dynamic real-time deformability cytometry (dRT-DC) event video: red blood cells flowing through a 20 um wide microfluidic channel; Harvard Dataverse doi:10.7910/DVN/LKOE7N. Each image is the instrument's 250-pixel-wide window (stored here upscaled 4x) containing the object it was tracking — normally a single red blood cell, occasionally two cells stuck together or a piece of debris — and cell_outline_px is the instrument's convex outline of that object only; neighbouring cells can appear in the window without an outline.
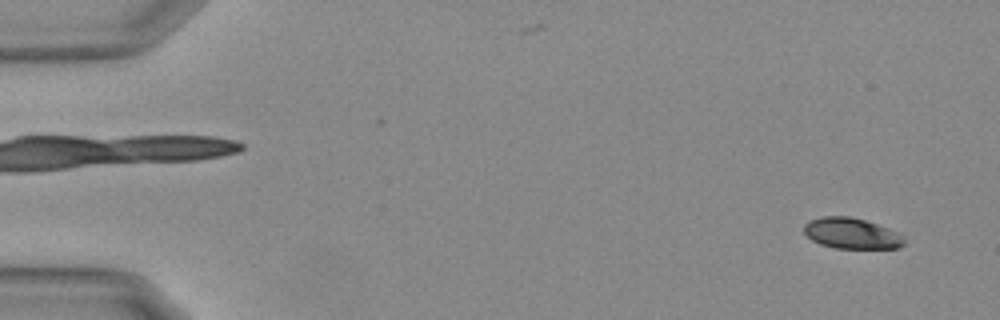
{"species": "Egyptian fruit bat (a non-hibernating species)", "species_latin": "Rousettus aegyptiacus", "temperature_condition": "warm", "stored_images_in_passage": 55, "camera_frame_rate_fps": 3000, "um_per_image_px": 0.085, "animal": {"sex": "female"}, "frame": {"image": 1, "passage_image": 3, "time_ms": 0.667, "image_size_px": [1000, 320], "cell_outline_px": [[904, 244], [900, 248], [836, 248], [820, 244], [812, 240], [804, 232], [804, 224], [808, 220], [824, 216], [848, 216], [864, 220], [900, 232], [904, 236]], "centroid_in_image_um": [72.4, 19.83], "position_along_channel_um": 12.6, "area_um2": 18.03}}
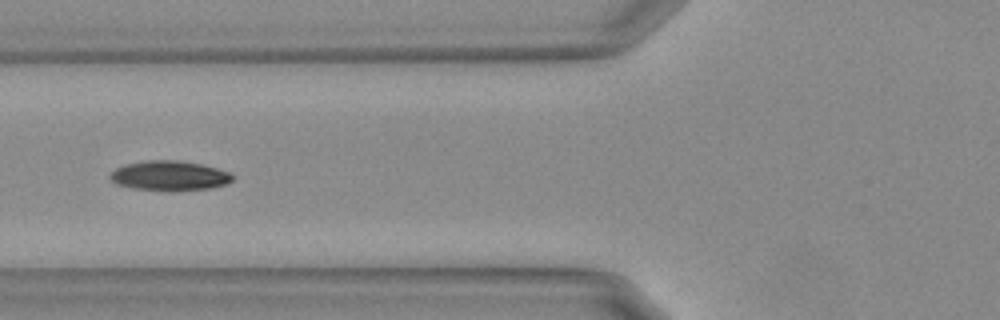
{"frame": {"image": 2, "passage_image": 22, "time_ms": 7.0, "image_size_px": [1000, 320], "cell_outline_px": [[232, 180], [224, 184], [212, 188], [172, 192], [168, 192], [132, 188], [116, 184], [108, 176], [116, 168], [124, 164], [148, 160], [176, 160], [200, 164], [216, 168], [228, 172], [232, 176]], "centroid_in_image_um": [14.36, 14.95], "position_along_channel_um": 111.4, "area_um2": 21.39}}
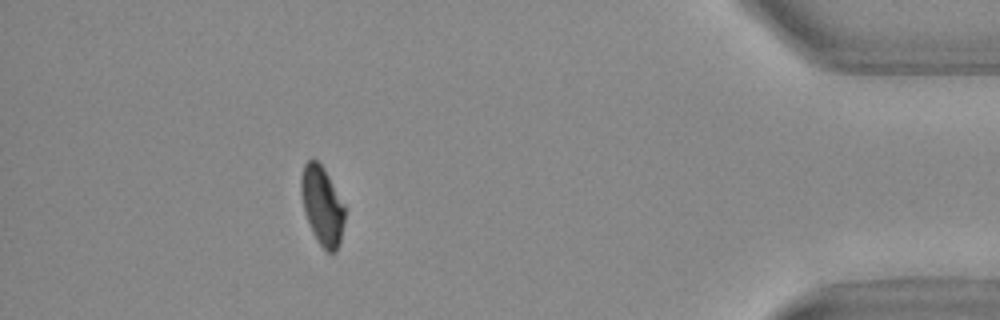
{"frame": {"image": 3, "passage_image": 50, "time_ms": 16.333, "image_size_px": [1000, 320], "cell_outline_px": [[344, 220], [340, 240], [336, 252], [328, 252], [316, 240], [312, 232], [304, 212], [300, 192], [300, 176], [304, 164], [308, 160], [316, 160], [324, 168], [344, 204]], "centroid_in_image_um": [27.35, 17.46], "position_along_channel_um": 407.8, "area_um2": 19.94}, "authors_computed_cell_mechanics": {"area_um2": 20.6346, "velocity_mm_per_s": 3.7042, "shape_relaxation_time_tau1_ms": 6.6658, "shape_relaxation_time_tau2_ms": 3.8956, "deformation_change_tau1": 0.1781, "deformation_change_tau2": 0.0587}}